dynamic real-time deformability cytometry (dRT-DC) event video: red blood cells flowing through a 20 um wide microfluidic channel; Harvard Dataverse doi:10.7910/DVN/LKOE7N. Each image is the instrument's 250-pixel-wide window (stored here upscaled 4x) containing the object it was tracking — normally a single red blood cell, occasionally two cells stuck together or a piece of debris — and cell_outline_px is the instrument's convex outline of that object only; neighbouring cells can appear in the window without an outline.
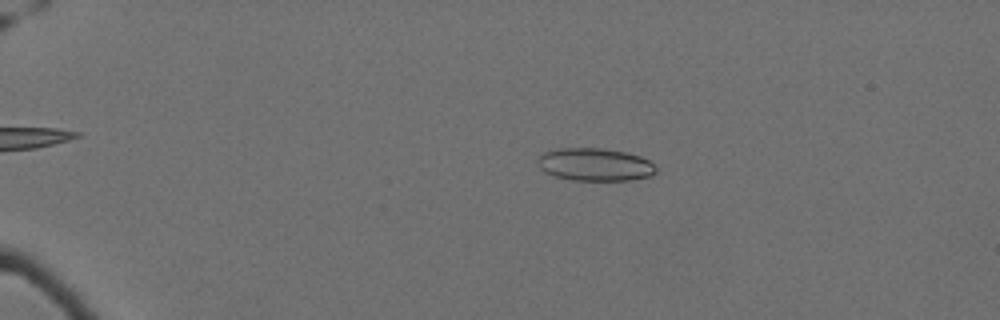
{"species": "Egyptian fruit bat (a non-hibernating species)", "species_latin": "Rousettus aegyptiacus", "temperature_condition": "cold", "stored_images_in_passage": 37, "camera_frame_rate_fps": 3000, "um_per_image_px": 0.085, "animal": {"sex": "female"}, "frame": {"image": 1, "passage_image": 14, "time_ms": 4.333, "image_size_px": [1000, 320], "cell_outline_px": [[656, 172], [652, 176], [632, 180], [572, 180], [556, 176], [544, 172], [540, 168], [536, 160], [544, 152], [556, 148], [604, 148], [624, 152], [640, 156], [648, 160], [656, 168]], "centroid_in_image_um": [50.56, 13.98], "position_along_channel_um": 34.4, "area_um2": 22.66}}
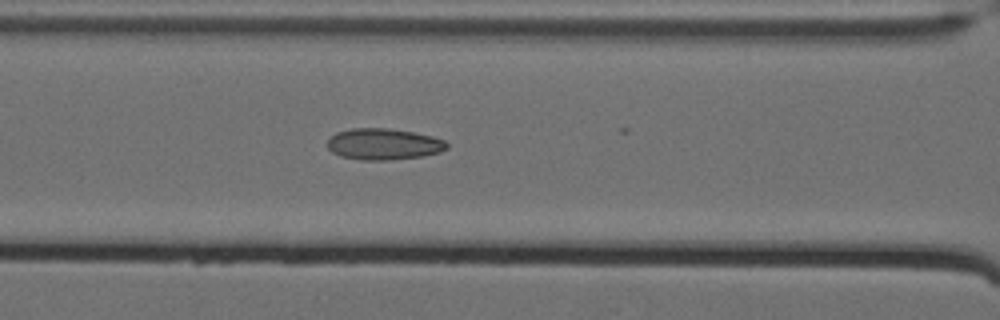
{"frame": {"image": 2, "passage_image": 29, "time_ms": 9.333, "image_size_px": [1000, 320], "cell_outline_px": [[448, 148], [440, 152], [420, 156], [388, 160], [360, 160], [340, 156], [332, 152], [328, 148], [328, 140], [336, 132], [352, 128], [388, 128], [412, 132], [432, 136], [444, 140], [448, 144]], "centroid_in_image_um": [32.59, 12.25], "position_along_channel_um": 134.0, "area_um2": 21.73}}
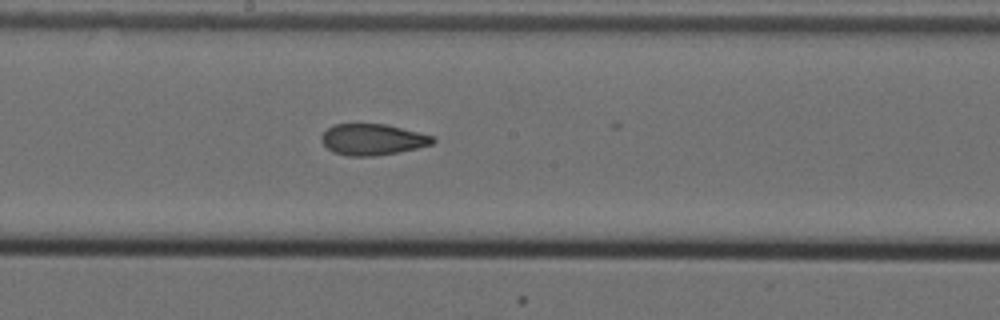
{"frame": {"image": 3, "passage_image": 36, "time_ms": 11.667, "image_size_px": [1000, 320], "cell_outline_px": [[436, 140], [432, 144], [416, 148], [376, 156], [348, 156], [332, 152], [320, 140], [320, 136], [332, 124], [388, 124], [432, 136]], "centroid_in_image_um": [31.63, 11.85], "position_along_channel_um": 216.6, "area_um2": 20.17}}